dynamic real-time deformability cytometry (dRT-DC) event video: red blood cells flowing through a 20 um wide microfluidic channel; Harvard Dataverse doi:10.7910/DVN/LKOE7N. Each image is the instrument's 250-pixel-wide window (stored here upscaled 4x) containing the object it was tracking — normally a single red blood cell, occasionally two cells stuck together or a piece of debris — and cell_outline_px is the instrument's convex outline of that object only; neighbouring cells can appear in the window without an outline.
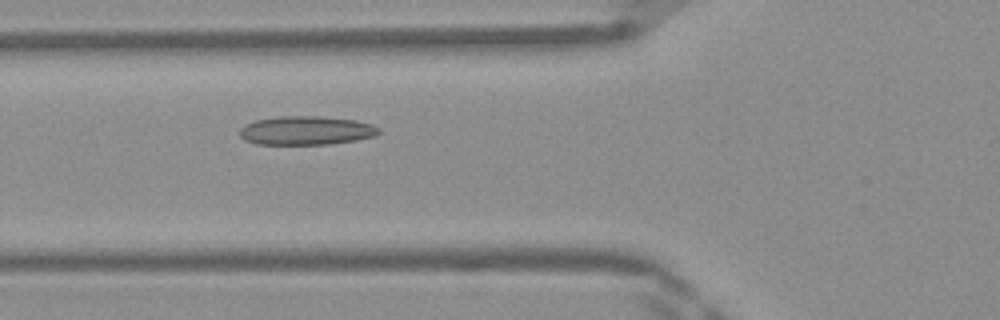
{"species": "Egyptian fruit bat (a non-hibernating species)", "species_latin": "Rousettus aegyptiacus", "temperature_condition": "warm", "stored_images_in_passage": 36, "camera_frame_rate_fps": 3000, "um_per_image_px": 0.085, "frame": {"image": 1, "passage_image": 7, "time_ms": 2.0, "image_size_px": [1000, 320], "cell_outline_px": [[380, 132], [372, 136], [356, 140], [328, 144], [256, 144], [244, 140], [240, 136], [240, 128], [244, 124], [256, 120], [276, 116], [320, 116], [356, 120], [372, 124], [380, 128]], "centroid_in_image_um": [26.0, 11.08], "position_along_channel_um": 99.8, "area_um2": 23.41}}
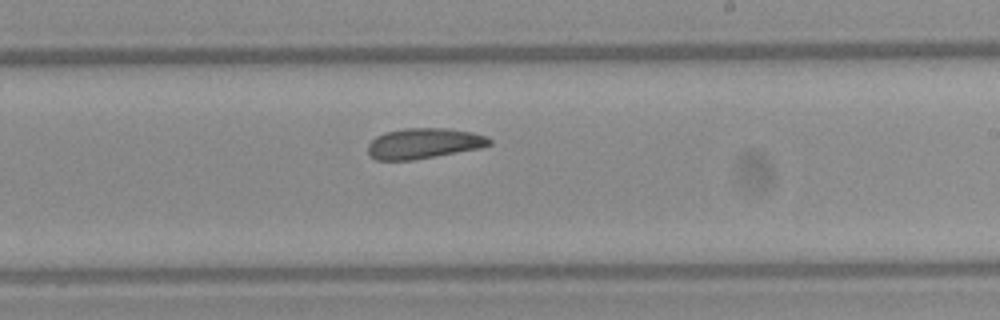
{"frame": {"image": 2, "passage_image": 18, "time_ms": 5.667, "image_size_px": [1000, 320], "cell_outline_px": [[492, 144], [480, 148], [436, 156], [412, 160], [376, 160], [368, 152], [368, 144], [376, 136], [384, 132], [404, 128], [448, 128], [472, 132], [488, 136], [492, 140]], "centroid_in_image_um": [36.04, 12.18], "position_along_channel_um": 253.0, "area_um2": 21.68}}
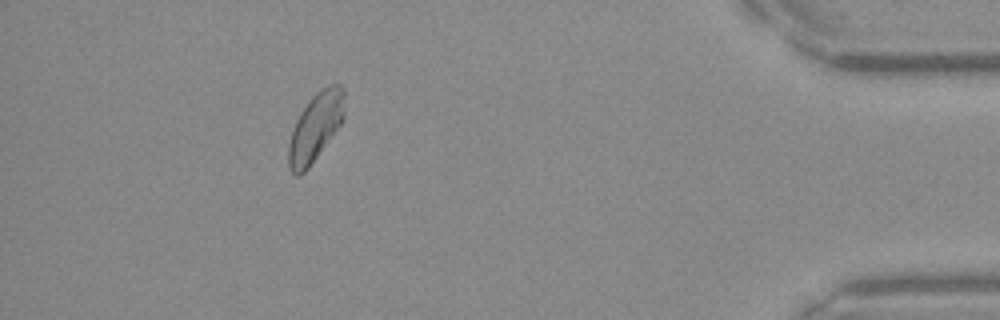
{"frame": {"image": 3, "passage_image": 33, "time_ms": 10.667, "image_size_px": [1000, 320], "cell_outline_px": [[344, 120], [308, 168], [300, 176], [296, 176], [292, 172], [288, 164], [288, 144], [296, 120], [300, 112], [312, 96], [320, 88], [328, 84], [340, 84], [344, 88]], "centroid_in_image_um": [26.82, 10.78], "position_along_channel_um": 408.4, "area_um2": 22.31}, "authors_computed_cell_mechanics": {"area_um2": 21.9929, "velocity_mm_per_s": 4.1681, "shape_relaxation_time_tau1_ms": null, "shape_relaxation_time_tau2_ms": 3.9207, "deformation_change_tau1": null, "deformation_change_tau2": 0.0941}}